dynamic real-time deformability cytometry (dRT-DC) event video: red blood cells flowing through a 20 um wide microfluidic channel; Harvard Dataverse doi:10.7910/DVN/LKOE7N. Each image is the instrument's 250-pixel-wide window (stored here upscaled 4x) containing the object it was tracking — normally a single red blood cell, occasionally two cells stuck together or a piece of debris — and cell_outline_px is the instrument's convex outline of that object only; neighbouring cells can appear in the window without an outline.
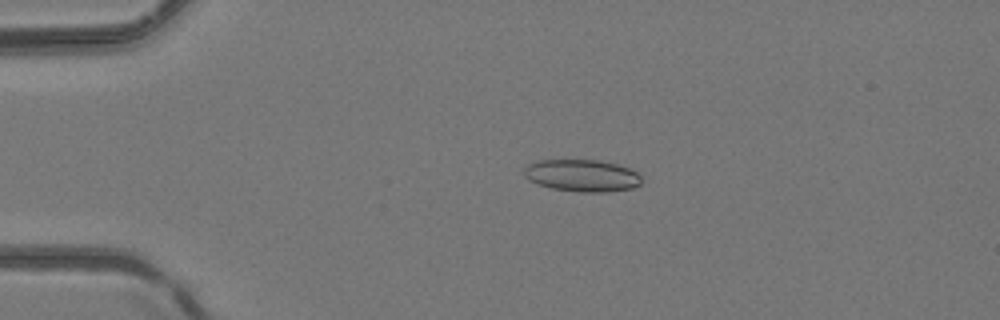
{"species": "common noctule bat (a hibernating species)", "species_latin": "Nyctalus noctula", "temperature_condition": "room temperature", "stored_images_in_passage": 47, "camera_frame_rate_fps": 3000, "um_per_image_px": 0.085, "animal": {"sex": "female", "body_mass_g": 24.6, "forearm_length_mm": 56.2}, "frame": {"image": 1, "passage_image": 11, "time_ms": 3.333, "image_size_px": [1000, 320], "cell_outline_px": [[640, 184], [632, 188], [604, 192], [580, 192], [552, 188], [536, 184], [528, 180], [524, 176], [524, 168], [528, 164], [540, 160], [600, 160], [616, 164], [640, 172]], "centroid_in_image_um": [49.46, 14.92], "position_along_channel_um": 35.5, "area_um2": 22.02}}
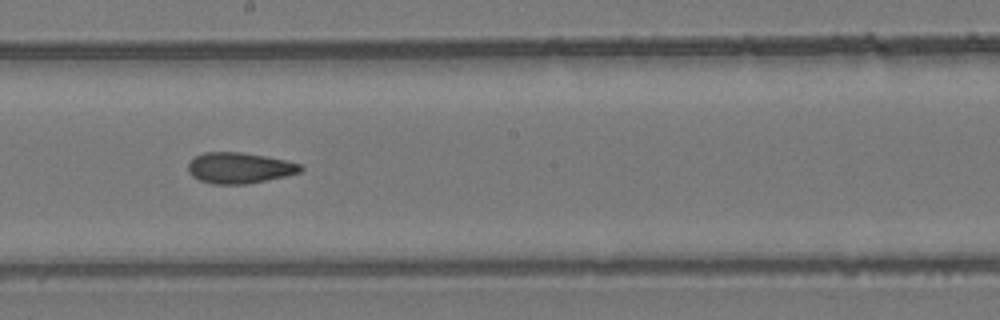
{"frame": {"image": 2, "passage_image": 27, "time_ms": 8.667, "image_size_px": [1000, 320], "cell_outline_px": [[304, 168], [300, 172], [284, 176], [244, 184], [212, 184], [200, 180], [192, 176], [188, 172], [188, 164], [196, 156], [204, 152], [240, 152], [264, 156], [284, 160], [300, 164]], "centroid_in_image_um": [20.32, 14.27], "position_along_channel_um": 227.9, "area_um2": 19.94}}
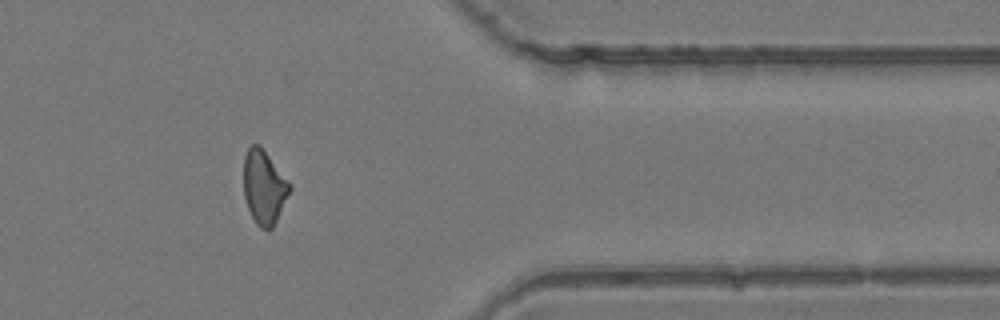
{"frame": {"image": 3, "passage_image": 39, "time_ms": 12.667, "image_size_px": [1000, 320], "cell_outline_px": [[292, 188], [272, 228], [268, 232], [260, 228], [256, 224], [248, 208], [244, 196], [244, 156], [248, 148], [252, 144], [260, 144], [292, 184]], "centroid_in_image_um": [22.45, 15.89], "position_along_channel_um": 388.9, "area_um2": 20.0}}